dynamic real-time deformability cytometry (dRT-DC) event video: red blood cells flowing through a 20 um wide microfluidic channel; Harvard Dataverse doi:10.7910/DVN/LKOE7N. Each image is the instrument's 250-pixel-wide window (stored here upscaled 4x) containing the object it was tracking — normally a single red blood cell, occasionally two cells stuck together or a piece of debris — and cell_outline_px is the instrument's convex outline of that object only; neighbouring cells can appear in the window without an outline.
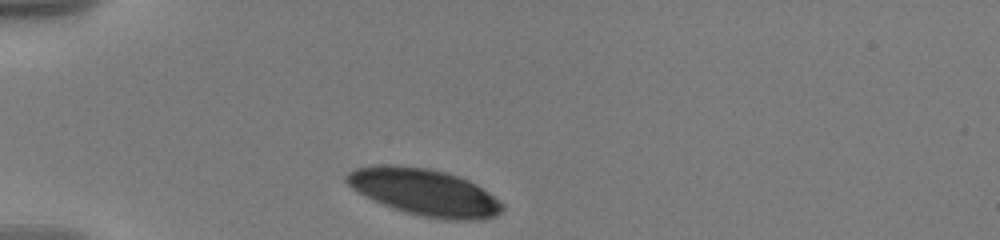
{"species": "human", "species_latin": "Homo sapiens", "temperature_condition": "warm", "stored_images_in_passage": 35, "camera_frame_rate_fps": 3000, "um_per_image_px": 0.085, "donor": {"sex": "male"}, "frame": {"image": 1, "passage_image": 1, "time_ms": 0.0, "image_size_px": [1000, 240], "cell_outline_px": [[504, 208], [496, 216], [472, 220], [448, 220], [424, 216], [408, 212], [384, 204], [352, 188], [344, 180], [344, 176], [348, 172], [356, 168], [388, 164], [428, 168], [444, 172], [468, 180], [476, 184], [488, 192], [504, 204]], "centroid_in_image_um": [36.1, 16.32], "position_along_channel_um": 48.9, "area_um2": 41.67}}
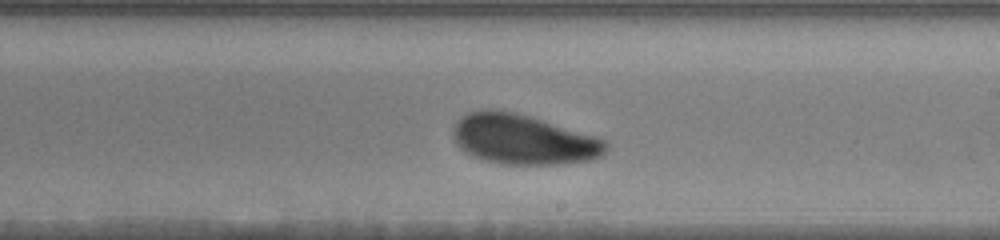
{"frame": {"image": 2, "passage_image": 20, "time_ms": 6.333, "image_size_px": [1000, 240], "cell_outline_px": [[608, 148], [600, 156], [592, 160], [564, 164], [504, 164], [484, 160], [472, 156], [460, 148], [452, 132], [452, 128], [460, 116], [468, 112], [484, 108], [492, 108], [516, 112], [596, 136], [604, 140], [608, 144]], "centroid_in_image_um": [44.46, 11.84], "position_along_channel_um": 244.5, "area_um2": 44.74}}
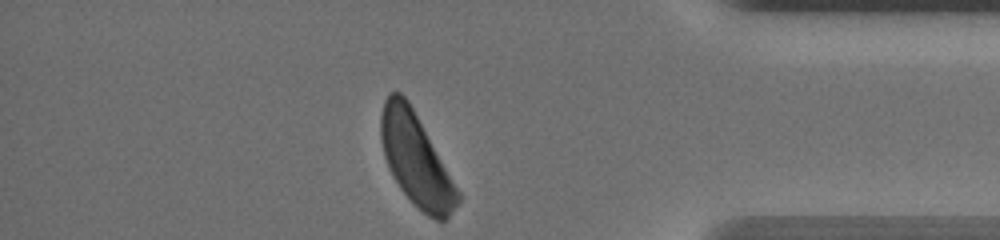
{"frame": {"image": 3, "passage_image": 35, "time_ms": 11.333, "image_size_px": [1000, 240], "cell_outline_px": [[460, 200], [448, 216], [444, 220], [436, 220], [428, 216], [400, 188], [392, 176], [388, 168], [384, 156], [380, 140], [380, 116], [384, 100], [392, 92], [400, 92], [408, 100], [460, 192]], "centroid_in_image_um": [35.33, 13.55], "position_along_channel_um": 399.9, "area_um2": 40.58}, "authors_computed_cell_mechanics": {"area_um2": 44.7372, "velocity_mm_per_s": 3.5309, "shape_relaxation_time_tau1_ms": 2.7589, "shape_relaxation_time_tau2_ms": 6.3151, "deformation_change_tau1": 0.1131, "deformation_change_tau2": 0.1387}}